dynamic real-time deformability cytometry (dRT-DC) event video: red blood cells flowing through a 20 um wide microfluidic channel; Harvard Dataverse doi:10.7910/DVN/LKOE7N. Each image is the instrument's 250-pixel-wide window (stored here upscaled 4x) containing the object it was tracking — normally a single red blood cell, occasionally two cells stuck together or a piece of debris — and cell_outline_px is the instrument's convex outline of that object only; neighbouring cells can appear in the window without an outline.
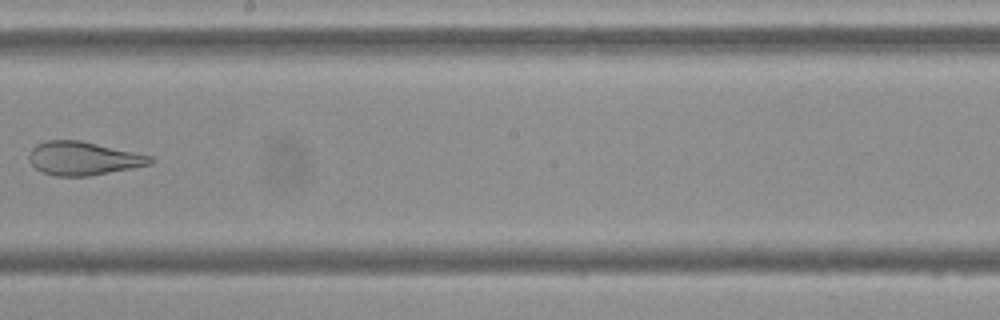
{"species": "Egyptian fruit bat (a non-hibernating species)", "species_latin": "Rousettus aegyptiacus", "temperature_condition": "cold", "stored_images_in_passage": 12, "camera_frame_rate_fps": 3000, "um_per_image_px": 0.085, "frame": {"image": 1, "passage_image": 6, "time_ms": 6.333, "image_size_px": [1000, 320], "cell_outline_px": [[156, 160], [152, 164], [88, 176], [56, 176], [44, 172], [36, 168], [28, 160], [28, 156], [32, 148], [36, 144], [48, 140], [80, 140], [152, 156]], "centroid_in_image_um": [7.08, 13.46], "position_along_channel_um": 241.1, "area_um2": 23.52}}
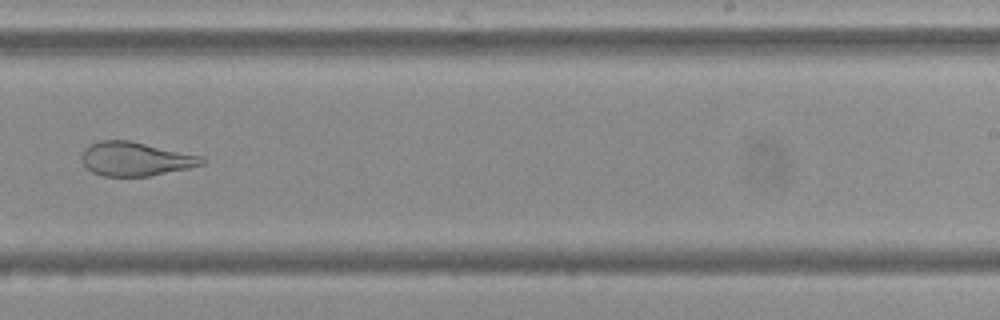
{"frame": {"image": 2, "passage_image": 7, "time_ms": 7.333, "image_size_px": [1000, 320], "cell_outline_px": [[208, 160], [204, 164], [188, 168], [148, 176], [104, 176], [92, 172], [84, 164], [80, 156], [84, 148], [100, 140], [128, 140], [204, 156]], "centroid_in_image_um": [11.54, 13.5], "position_along_channel_um": 277.5, "area_um2": 23.76}}
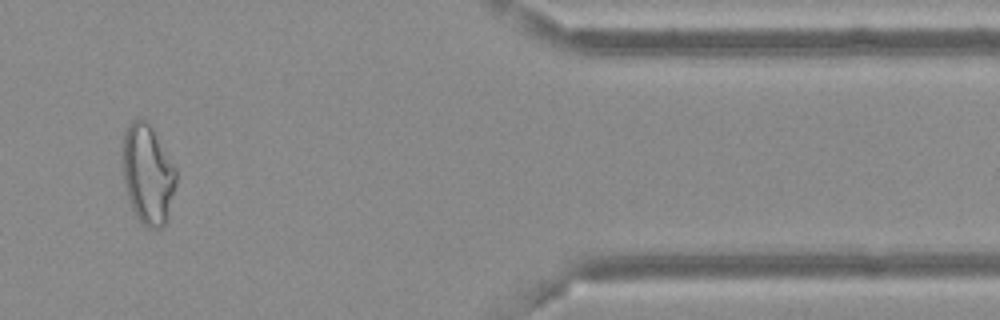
{"frame": {"image": 3, "passage_image": 10, "time_ms": 11.667, "image_size_px": [1000, 320], "cell_outline_px": [[176, 184], [164, 224], [160, 228], [148, 228], [136, 216], [132, 208], [128, 196], [124, 180], [124, 132], [128, 124], [132, 120], [140, 116], [148, 120], [176, 168]], "centroid_in_image_um": [12.57, 14.75], "position_along_channel_um": 398.8, "area_um2": 30.63}}